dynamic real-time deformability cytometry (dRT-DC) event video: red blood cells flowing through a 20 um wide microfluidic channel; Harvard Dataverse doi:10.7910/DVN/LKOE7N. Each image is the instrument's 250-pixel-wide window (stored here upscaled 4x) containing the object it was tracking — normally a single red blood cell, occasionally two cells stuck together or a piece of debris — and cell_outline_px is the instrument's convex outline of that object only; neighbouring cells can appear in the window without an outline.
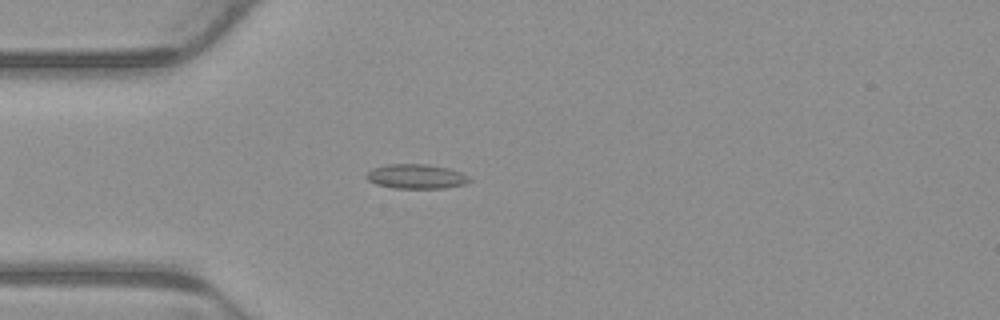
{"species": "common noctule bat (a hibernating species)", "species_latin": "Nyctalus noctula", "temperature_condition": "warm", "stored_images_in_passage": 3, "camera_frame_rate_fps": 3000, "um_per_image_px": 0.085, "animal": {"sex": "male", "body_mass_g": 23.1, "forearm_length_mm": 52.7}, "frame": {"image": 1, "passage_image": 3, "time_ms": 0.667, "image_size_px": [1000, 320], "cell_outline_px": [[472, 180], [468, 184], [444, 188], [392, 188], [376, 184], [368, 180], [364, 176], [372, 168], [388, 164], [428, 164], [448, 168], [460, 172], [468, 176]], "centroid_in_image_um": [35.39, 15.0], "position_along_channel_um": 49.6, "area_um2": 14.85}}